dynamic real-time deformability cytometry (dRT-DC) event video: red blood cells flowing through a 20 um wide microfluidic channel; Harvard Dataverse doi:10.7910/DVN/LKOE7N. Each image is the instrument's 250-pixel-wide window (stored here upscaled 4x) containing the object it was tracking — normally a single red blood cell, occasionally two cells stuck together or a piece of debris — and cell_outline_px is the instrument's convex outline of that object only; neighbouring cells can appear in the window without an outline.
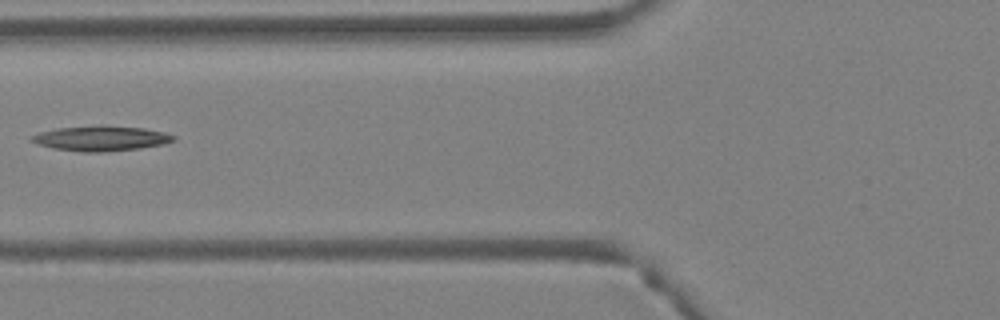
{"species": "Egyptian fruit bat (a non-hibernating species)", "species_latin": "Rousettus aegyptiacus", "temperature_condition": "warm", "stored_images_in_passage": 4, "camera_frame_rate_fps": 3000, "um_per_image_px": 0.085, "animal": {"sex": "female"}, "frame": {"image": 1, "passage_image": 4, "time_ms": 1.0, "image_size_px": [1000, 320], "cell_outline_px": [[176, 140], [164, 144], [140, 148], [100, 152], [84, 152], [52, 148], [28, 140], [32, 136], [40, 132], [56, 128], [100, 124], [104, 124], [144, 128], [164, 132], [176, 136]], "centroid_in_image_um": [8.6, 11.74], "position_along_channel_um": 117.2, "area_um2": 20.98}}